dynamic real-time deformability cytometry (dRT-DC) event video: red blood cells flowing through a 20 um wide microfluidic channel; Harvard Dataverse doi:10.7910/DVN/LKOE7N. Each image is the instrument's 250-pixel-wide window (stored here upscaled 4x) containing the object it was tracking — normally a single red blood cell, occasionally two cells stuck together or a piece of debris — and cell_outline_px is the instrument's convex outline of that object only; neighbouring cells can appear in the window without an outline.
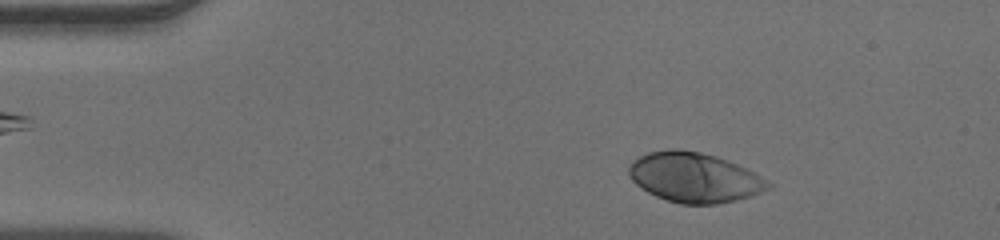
{"species": "human", "species_latin": "Homo sapiens", "temperature_condition": "warm", "stored_images_in_passage": 49, "camera_frame_rate_fps": 3000, "um_per_image_px": 0.085, "donor": {"sex": "male"}, "frame": {"image": 1, "passage_image": 7, "time_ms": 2.0, "image_size_px": [1000, 240], "cell_outline_px": [[772, 188], [752, 196], [736, 200], [716, 204], [680, 204], [656, 196], [648, 192], [636, 184], [628, 176], [628, 168], [632, 160], [648, 152], [668, 148], [680, 148], [700, 152], [716, 156], [728, 160], [760, 176], [772, 184]], "centroid_in_image_um": [59.0, 15.07], "position_along_channel_um": 26.0, "area_um2": 40.58}}
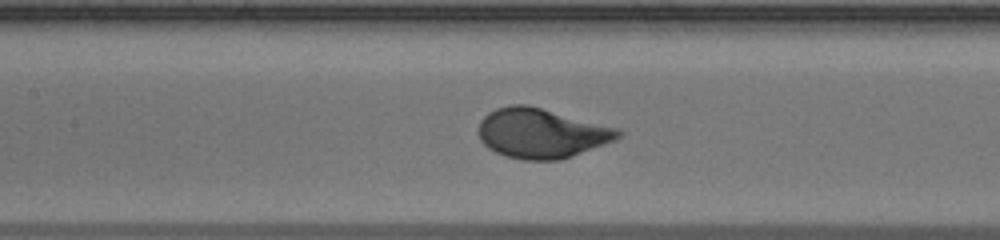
{"frame": {"image": 2, "passage_image": 22, "time_ms": 7.0, "image_size_px": [1000, 240], "cell_outline_px": [[624, 132], [616, 140], [560, 160], [524, 160], [504, 156], [488, 148], [480, 140], [476, 132], [480, 120], [488, 112], [496, 108], [512, 104], [528, 104], [620, 128]], "centroid_in_image_um": [46.0, 11.31], "position_along_channel_um": 161.4, "area_um2": 40.98}}
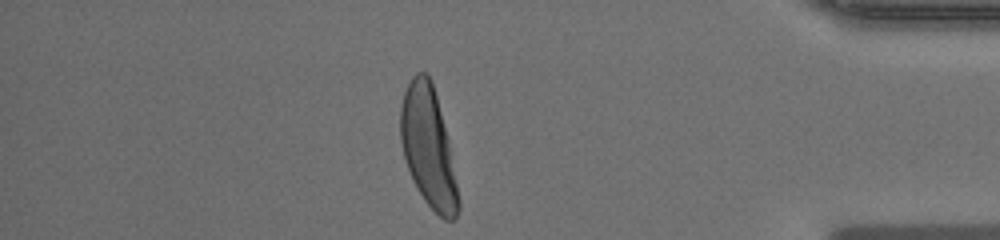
{"frame": {"image": 3, "passage_image": 42, "time_ms": 13.667, "image_size_px": [1000, 240], "cell_outline_px": [[460, 212], [452, 220], [444, 220], [424, 200], [412, 180], [404, 160], [400, 140], [400, 104], [404, 92], [412, 76], [416, 72], [428, 72], [432, 80], [448, 140], [460, 200]], "centroid_in_image_um": [36.39, 12.5], "position_along_channel_um": 398.8, "area_um2": 40.46}}